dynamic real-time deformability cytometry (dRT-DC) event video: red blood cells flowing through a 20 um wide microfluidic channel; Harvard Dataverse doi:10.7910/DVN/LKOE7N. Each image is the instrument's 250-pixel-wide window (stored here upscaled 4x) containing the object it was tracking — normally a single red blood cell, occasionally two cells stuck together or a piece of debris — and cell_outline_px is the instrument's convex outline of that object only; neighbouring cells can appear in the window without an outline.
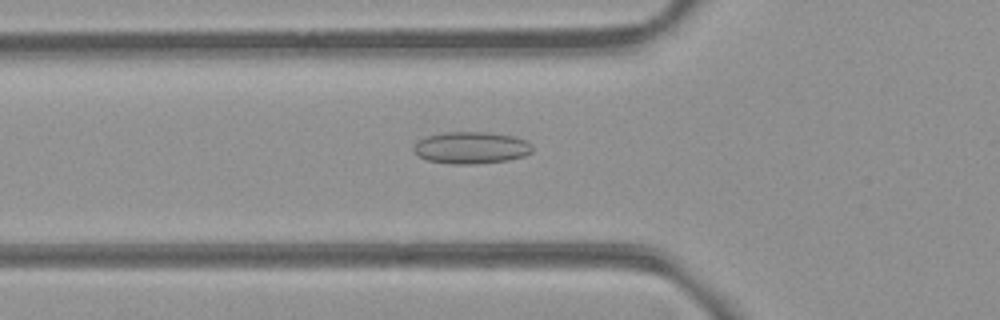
{"species": "common noctule bat (a hibernating species)", "species_latin": "Nyctalus noctula", "temperature_condition": "room temperature", "stored_images_in_passage": 53, "camera_frame_rate_fps": 3000, "um_per_image_px": 0.085, "animal": {"sex": "female", "body_mass_g": 21.9}, "frame": {"image": 1, "passage_image": 19, "time_ms": 6.0, "image_size_px": [1000, 320], "cell_outline_px": [[532, 152], [524, 156], [508, 160], [476, 164], [452, 164], [428, 160], [420, 156], [412, 148], [420, 140], [428, 136], [444, 132], [488, 132], [512, 136], [524, 140], [532, 144]], "centroid_in_image_um": [40.08, 12.56], "position_along_channel_um": 85.7, "area_um2": 21.91}}
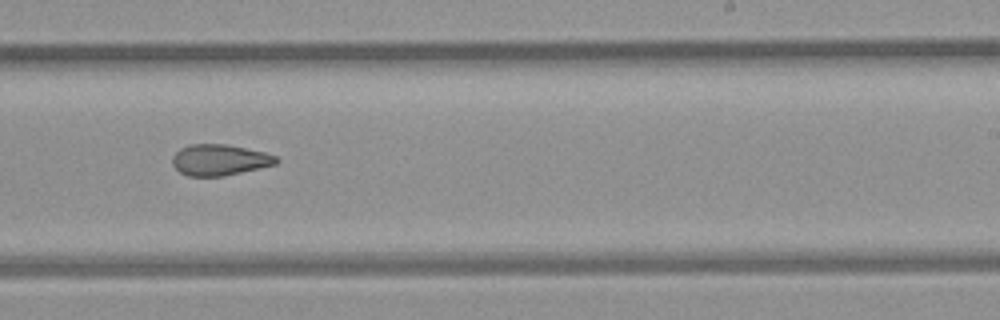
{"frame": {"image": 2, "passage_image": 33, "time_ms": 10.667, "image_size_px": [1000, 320], "cell_outline_px": [[280, 160], [276, 164], [224, 176], [188, 176], [180, 172], [172, 164], [172, 156], [180, 148], [188, 144], [228, 144], [264, 152], [276, 156]], "centroid_in_image_um": [18.65, 13.58], "position_along_channel_um": 270.4, "area_um2": 18.84}}
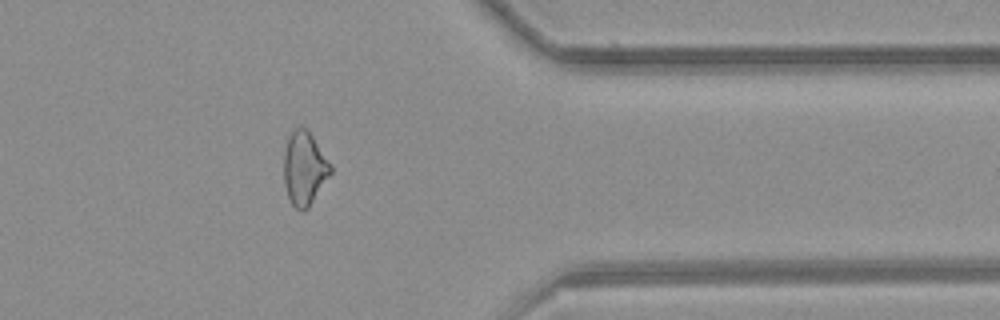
{"frame": {"image": 3, "passage_image": 43, "time_ms": 14.0, "image_size_px": [1000, 320], "cell_outline_px": [[332, 172], [308, 208], [304, 212], [300, 212], [292, 204], [288, 196], [284, 184], [284, 152], [288, 136], [292, 128], [304, 128], [312, 136], [332, 164]], "centroid_in_image_um": [25.87, 14.33], "position_along_channel_um": 385.5, "area_um2": 20.06}, "authors_computed_cell_mechanics": {"area_um2": 20.6346, "velocity_mm_per_s": 3.9309, "shape_relaxation_time_tau1_ms": null, "shape_relaxation_time_tau2_ms": 4.1168, "deformation_change_tau1": null, "deformation_change_tau2": 0.1279}}